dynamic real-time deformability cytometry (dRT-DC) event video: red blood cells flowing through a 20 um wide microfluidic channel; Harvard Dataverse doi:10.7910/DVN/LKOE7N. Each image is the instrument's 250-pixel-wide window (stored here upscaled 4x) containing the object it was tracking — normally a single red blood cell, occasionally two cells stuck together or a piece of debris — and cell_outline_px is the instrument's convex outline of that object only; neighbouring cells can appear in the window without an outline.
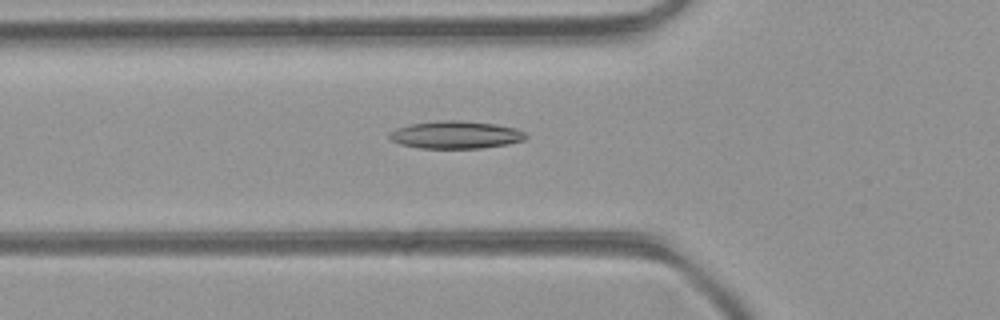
{"species": "common noctule bat (a hibernating species)", "species_latin": "Nyctalus noctula", "temperature_condition": "room temperature", "stored_images_in_passage": 5, "camera_frame_rate_fps": 3000, "um_per_image_px": 0.085, "animal": {"sex": "female", "body_mass_g": 21.9}, "frame": {"image": 1, "passage_image": 5, "time_ms": 1.333, "image_size_px": [1000, 320], "cell_outline_px": [[528, 136], [524, 140], [508, 144], [480, 148], [420, 148], [400, 144], [392, 140], [388, 136], [388, 132], [396, 128], [412, 124], [440, 120], [456, 120], [496, 124], [516, 128], [524, 132]], "centroid_in_image_um": [38.74, 11.46], "position_along_channel_um": 87.1, "area_um2": 21.91}}